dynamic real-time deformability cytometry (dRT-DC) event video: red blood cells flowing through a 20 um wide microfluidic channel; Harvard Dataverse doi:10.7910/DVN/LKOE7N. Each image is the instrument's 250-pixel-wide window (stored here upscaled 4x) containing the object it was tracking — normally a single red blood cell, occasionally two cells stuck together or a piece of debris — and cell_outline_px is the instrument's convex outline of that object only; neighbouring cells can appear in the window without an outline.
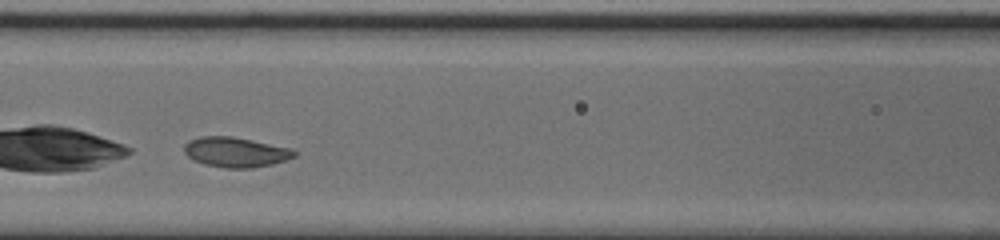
{"species": "common noctule bat (a hibernating species)", "species_latin": "Nyctalus noctula", "temperature_condition": "cold", "stored_images_in_passage": 40, "camera_frame_rate_fps": 3000, "um_per_image_px": 0.085, "animal": {"sex": "male", "body_mass_g": 20.0, "forearm_length_mm": 53.3}, "frame": {"image": 1, "passage_image": 12, "time_ms": 3.667, "image_size_px": [1000, 240], "cell_outline_px": [[296, 156], [272, 164], [252, 168], [224, 168], [204, 164], [188, 156], [184, 152], [184, 144], [188, 140], [200, 136], [232, 136], [292, 148], [296, 152]], "centroid_in_image_um": [20.02, 12.92], "position_along_channel_um": 146.6, "area_um2": 19.25}, "authors_computed_cell_mechanics": {"area_um2": 19.3341, "velocity_mm_per_s": 3.7024, "shape_relaxation_time_tau1_ms": 2.254, "shape_relaxation_time_tau2_ms": 1.4765, "deformation_change_tau1": 0.0939, "deformation_change_tau2": 0.0561}}